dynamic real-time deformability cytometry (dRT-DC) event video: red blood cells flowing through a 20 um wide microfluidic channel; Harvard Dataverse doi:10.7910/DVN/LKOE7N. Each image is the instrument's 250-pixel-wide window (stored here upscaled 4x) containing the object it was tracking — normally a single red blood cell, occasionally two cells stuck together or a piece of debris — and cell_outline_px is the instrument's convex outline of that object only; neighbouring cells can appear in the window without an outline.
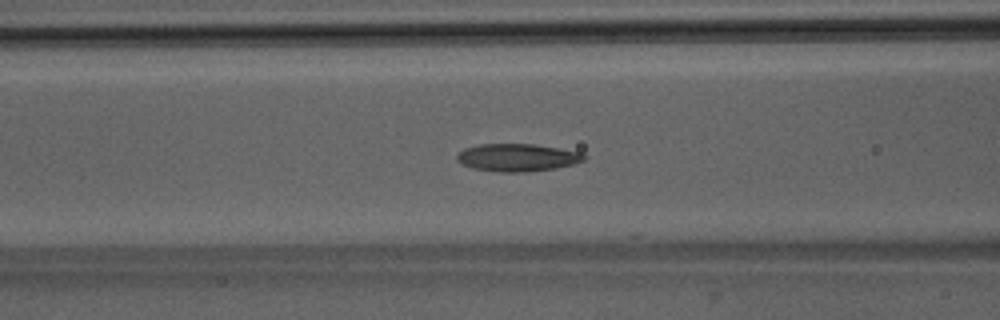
{"species": "Egyptian fruit bat (a non-hibernating species)", "species_latin": "Rousettus aegyptiacus", "temperature_condition": "room temperature", "stored_images_in_passage": 36, "camera_frame_rate_fps": 3000, "um_per_image_px": 0.085, "animal": {"sex": "male"}, "frame": {"image": 1, "passage_image": 5, "time_ms": 1.333, "image_size_px": [1000, 320], "cell_outline_px": [[588, 156], [584, 160], [576, 164], [556, 168], [524, 172], [500, 172], [472, 168], [456, 160], [456, 156], [464, 148], [480, 144], [532, 144], [580, 152]], "centroid_in_image_um": [43.99, 13.39], "position_along_channel_um": 122.6, "area_um2": 20.4}}
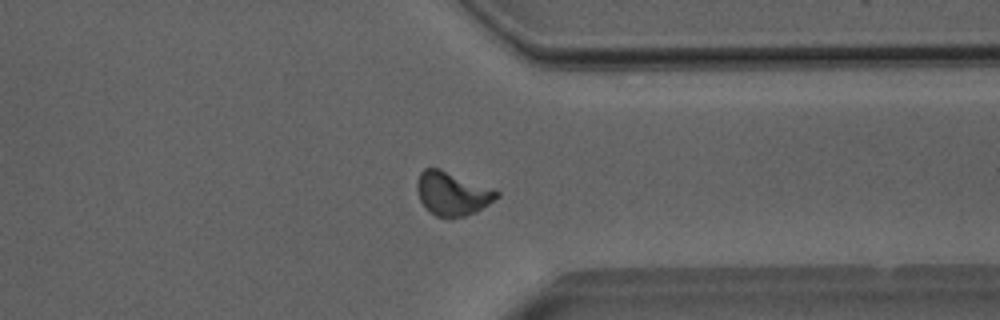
{"frame": {"image": 2, "passage_image": 24, "time_ms": 7.667, "image_size_px": [1000, 320], "cell_outline_px": [[500, 196], [476, 212], [464, 216], [448, 220], [436, 216], [428, 212], [424, 208], [420, 200], [416, 188], [416, 180], [420, 172], [424, 168], [440, 168], [496, 188], [500, 192]], "centroid_in_image_um": [38.45, 16.46], "position_along_channel_um": 373.0, "area_um2": 21.04}}
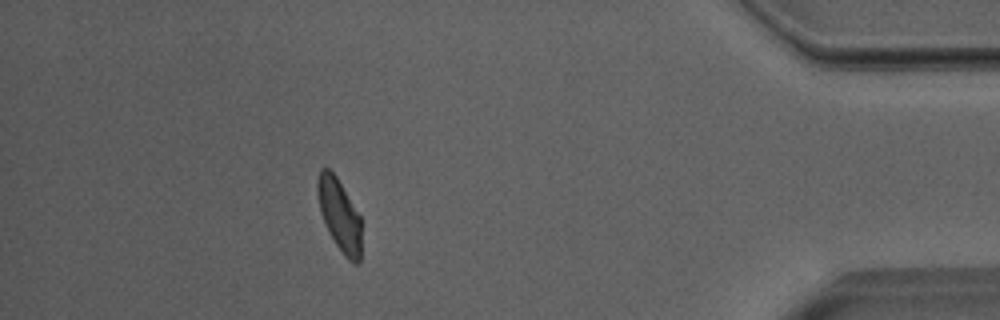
{"frame": {"image": 3, "passage_image": 30, "time_ms": 9.667, "image_size_px": [1000, 320], "cell_outline_px": [[360, 260], [356, 264], [352, 264], [344, 256], [328, 232], [320, 212], [316, 192], [316, 184], [320, 168], [328, 168], [336, 176], [360, 216]], "centroid_in_image_um": [28.82, 18.27], "position_along_channel_um": 406.4, "area_um2": 18.38}, "authors_computed_cell_mechanics": {"area_um2": 19.4208, "velocity_mm_per_s": 3.9898, "shape_relaxation_time_tau1_ms": 7.4075, "shape_relaxation_time_tau2_ms": 1.743, "deformation_change_tau1": 0.1982, "deformation_change_tau2": 0.0795}}